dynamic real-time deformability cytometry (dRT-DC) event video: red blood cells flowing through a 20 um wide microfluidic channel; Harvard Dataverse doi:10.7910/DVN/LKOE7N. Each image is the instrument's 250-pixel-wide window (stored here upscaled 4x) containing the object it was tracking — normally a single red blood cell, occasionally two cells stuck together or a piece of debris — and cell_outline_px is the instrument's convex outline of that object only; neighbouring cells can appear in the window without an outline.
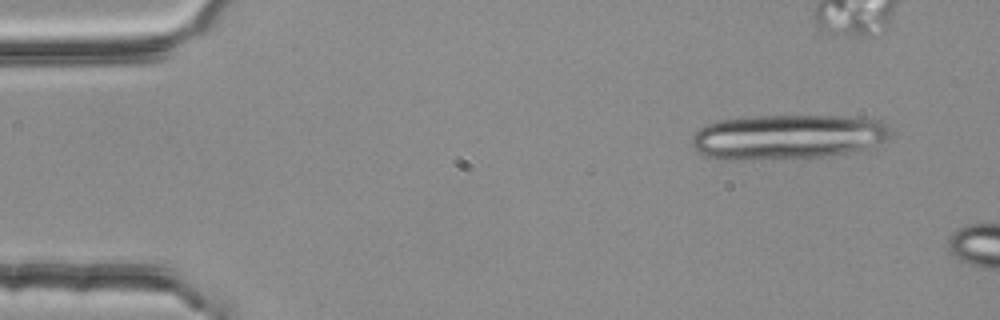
{"species": "common noctule bat (a hibernating species)", "species_latin": "Nyctalus noctula", "temperature_condition": "room temperature", "stored_images_in_passage": 3, "camera_frame_rate_fps": 3000, "um_per_image_px": 0.085, "animal": {"sex": "female", "body_mass_g": 25.1}, "frame": {"image": 1, "passage_image": 1, "time_ms": 0.0, "image_size_px": [1000, 320], "cell_outline_px": [[888, 140], [868, 148], [848, 152], [824, 156], [740, 160], [724, 160], [708, 156], [700, 152], [692, 144], [692, 136], [704, 124], [720, 120], [760, 116], [836, 116], [880, 120], [888, 124]], "centroid_in_image_um": [66.94, 11.63], "position_along_channel_um": 18.1, "area_um2": 51.56}}